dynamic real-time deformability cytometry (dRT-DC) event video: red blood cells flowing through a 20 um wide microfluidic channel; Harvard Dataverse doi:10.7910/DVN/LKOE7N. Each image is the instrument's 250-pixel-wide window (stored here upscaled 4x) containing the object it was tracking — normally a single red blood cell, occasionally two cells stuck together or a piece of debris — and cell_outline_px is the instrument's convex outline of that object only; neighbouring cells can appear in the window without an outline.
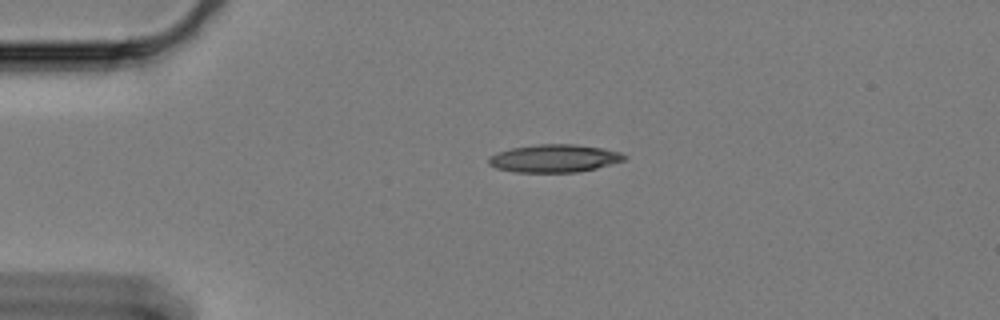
{"species": "Egyptian fruit bat (a non-hibernating species)", "species_latin": "Rousettus aegyptiacus", "temperature_condition": "cold", "stored_images_in_passage": 47, "camera_frame_rate_fps": 3000, "um_per_image_px": 0.085, "animal": {"sex": "female"}, "frame": {"image": 1, "passage_image": 1, "time_ms": 0.0, "image_size_px": [1000, 320], "cell_outline_px": [[628, 156], [624, 160], [596, 168], [576, 172], [516, 172], [496, 168], [488, 164], [488, 156], [496, 152], [512, 148], [540, 144], [576, 144], [604, 148], [620, 152]], "centroid_in_image_um": [47.1, 13.45], "position_along_channel_um": 37.9, "area_um2": 22.02}}
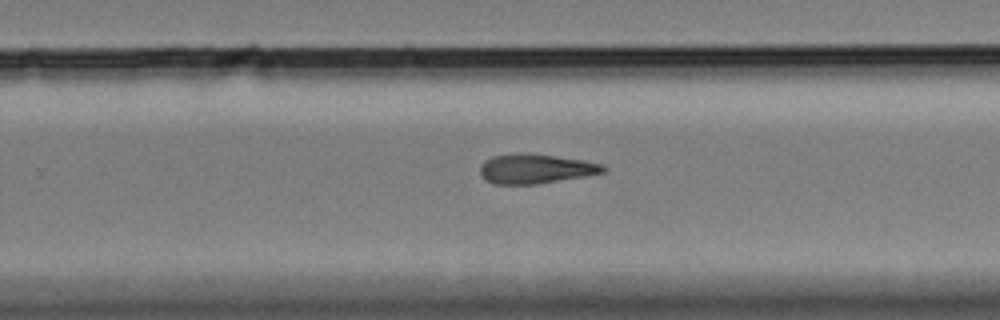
{"frame": {"image": 2, "passage_image": 26, "time_ms": 8.333, "image_size_px": [1000, 320], "cell_outline_px": [[608, 168], [604, 172], [584, 176], [536, 184], [492, 184], [484, 180], [480, 172], [480, 164], [484, 160], [492, 156], [516, 152], [528, 152], [584, 160], [604, 164]], "centroid_in_image_um": [45.49, 14.32], "position_along_channel_um": 284.3, "area_um2": 21.56}}
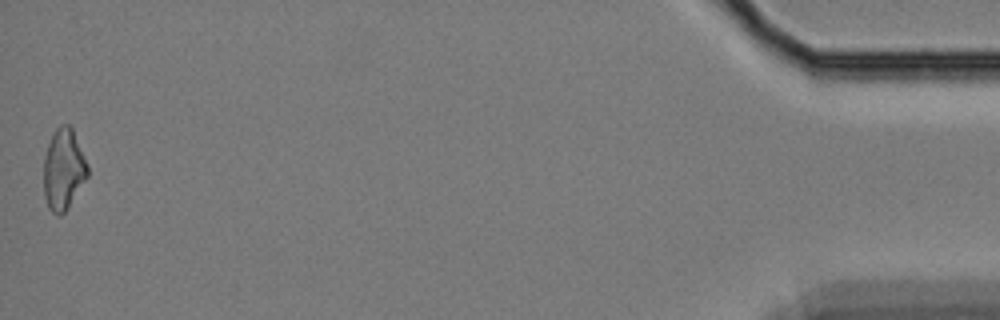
{"frame": {"image": 3, "passage_image": 47, "time_ms": 15.333, "image_size_px": [1000, 320], "cell_outline_px": [[88, 176], [68, 208], [60, 216], [56, 216], [48, 208], [44, 196], [44, 156], [48, 144], [56, 128], [60, 124], [68, 124], [72, 128], [88, 164]], "centroid_in_image_um": [5.39, 14.42], "position_along_channel_um": 429.8, "area_um2": 20.81}}